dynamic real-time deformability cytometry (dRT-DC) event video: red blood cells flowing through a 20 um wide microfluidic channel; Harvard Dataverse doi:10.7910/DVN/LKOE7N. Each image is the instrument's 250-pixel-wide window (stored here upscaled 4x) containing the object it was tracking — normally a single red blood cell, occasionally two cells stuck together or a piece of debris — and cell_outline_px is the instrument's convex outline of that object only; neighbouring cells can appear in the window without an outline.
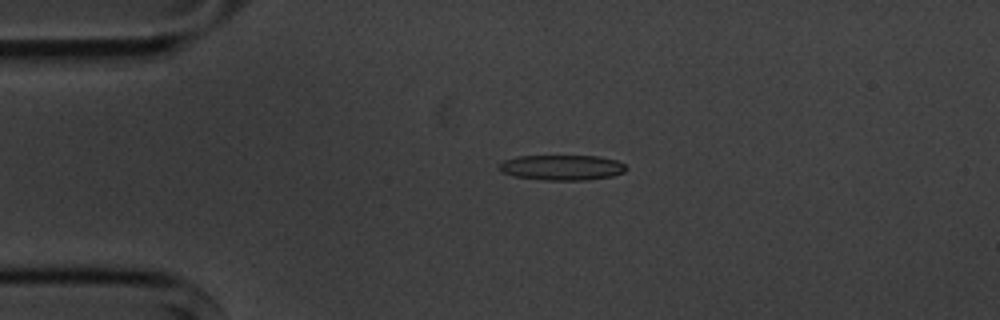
{"species": "common noctule bat (a hibernating species)", "species_latin": "Nyctalus noctula", "temperature_condition": "cold", "stored_images_in_passage": 4, "camera_frame_rate_fps": 3000, "um_per_image_px": 0.085, "animal": {"sex": "male", "body_mass_g": 20.1, "forearm_length_mm": 53.5}, "frame": {"image": 1, "passage_image": 3, "time_ms": 2.333, "image_size_px": [1000, 320], "cell_outline_px": [[628, 168], [624, 172], [612, 176], [584, 180], [544, 180], [516, 176], [504, 172], [496, 168], [496, 164], [504, 160], [520, 156], [600, 156], [616, 160], [624, 164]], "centroid_in_image_um": [47.76, 14.23], "position_along_channel_um": 37.2, "area_um2": 18.73}}